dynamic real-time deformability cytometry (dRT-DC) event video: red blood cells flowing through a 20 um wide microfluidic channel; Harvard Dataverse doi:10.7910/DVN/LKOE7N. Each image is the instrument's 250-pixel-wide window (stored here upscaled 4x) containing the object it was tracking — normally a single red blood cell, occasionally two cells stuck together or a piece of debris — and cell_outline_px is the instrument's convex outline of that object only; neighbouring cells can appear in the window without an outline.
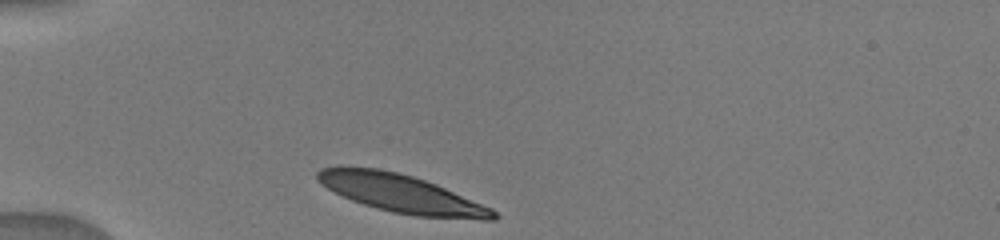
{"species": "human", "species_latin": "Homo sapiens", "temperature_condition": "warm", "stored_images_in_passage": 5, "camera_frame_rate_fps": 3000, "um_per_image_px": 0.085, "donor": {"sex": "male"}, "frame": {"image": 1, "passage_image": 1, "time_ms": 0.0, "image_size_px": [1000, 240], "cell_outline_px": [[500, 216], [496, 220], [484, 220], [416, 216], [392, 212], [376, 208], [352, 200], [328, 188], [316, 180], [316, 172], [320, 168], [376, 168], [400, 172], [436, 184], [492, 208]], "centroid_in_image_um": [34.18, 16.48], "position_along_channel_um": 50.8, "area_um2": 38.61}}
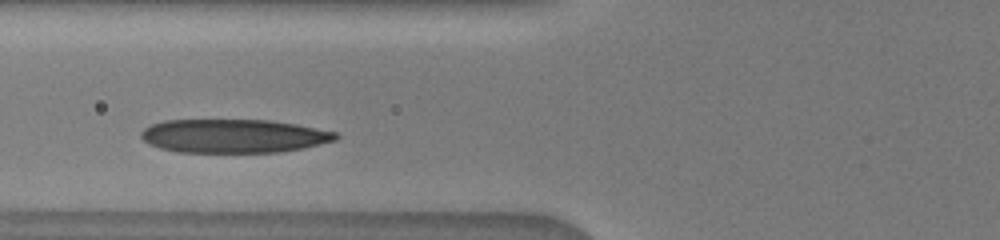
{"frame": {"image": 2, "passage_image": 4, "time_ms": 2.0, "image_size_px": [1000, 240], "cell_outline_px": [[340, 136], [336, 140], [304, 148], [280, 152], [176, 152], [160, 148], [148, 144], [140, 136], [140, 132], [144, 128], [152, 124], [164, 120], [268, 120], [296, 124], [336, 132]], "centroid_in_image_um": [19.85, 11.56], "position_along_channel_um": 106.0, "area_um2": 38.26}}